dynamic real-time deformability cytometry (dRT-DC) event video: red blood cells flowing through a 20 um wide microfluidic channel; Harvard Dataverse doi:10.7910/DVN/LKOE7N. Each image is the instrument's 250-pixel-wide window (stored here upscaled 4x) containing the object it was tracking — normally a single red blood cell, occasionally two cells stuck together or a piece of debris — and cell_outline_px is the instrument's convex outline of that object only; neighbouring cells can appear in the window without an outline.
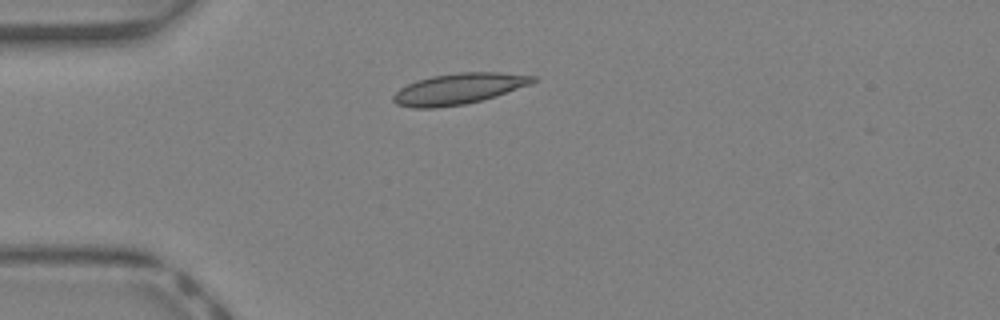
{"species": "Egyptian fruit bat (a non-hibernating species)", "species_latin": "Rousettus aegyptiacus", "temperature_condition": "warm", "stored_images_in_passage": 30, "camera_frame_rate_fps": 3000, "um_per_image_px": 0.085, "animal": {"sex": "female"}, "frame": {"image": 1, "passage_image": 1, "time_ms": 0.0, "image_size_px": [1000, 320], "cell_outline_px": [[536, 80], [532, 84], [496, 96], [464, 104], [436, 108], [412, 108], [396, 104], [392, 100], [392, 96], [400, 88], [416, 80], [432, 76], [456, 72], [500, 72], [536, 76]], "centroid_in_image_um": [38.98, 7.54], "position_along_channel_um": 46.0, "area_um2": 25.26}}
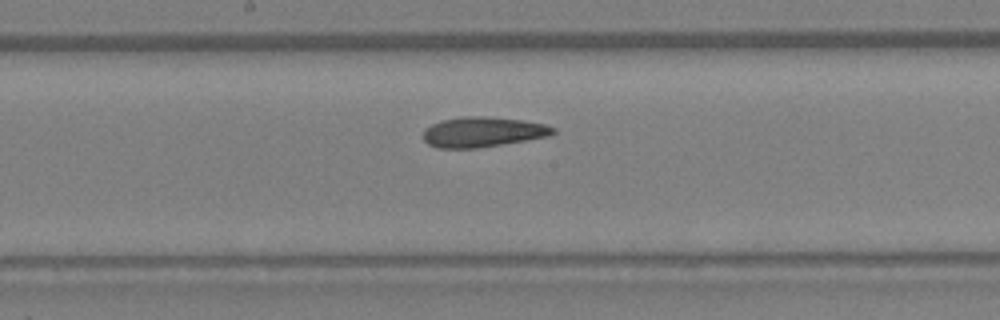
{"frame": {"image": 2, "passage_image": 12, "time_ms": 3.667, "image_size_px": [1000, 320], "cell_outline_px": [[556, 132], [544, 136], [524, 140], [476, 148], [436, 148], [428, 144], [424, 140], [424, 132], [432, 124], [440, 120], [460, 116], [484, 116], [524, 120], [544, 124], [556, 128]], "centroid_in_image_um": [41.0, 11.2], "position_along_channel_um": 207.2, "area_um2": 22.54}}
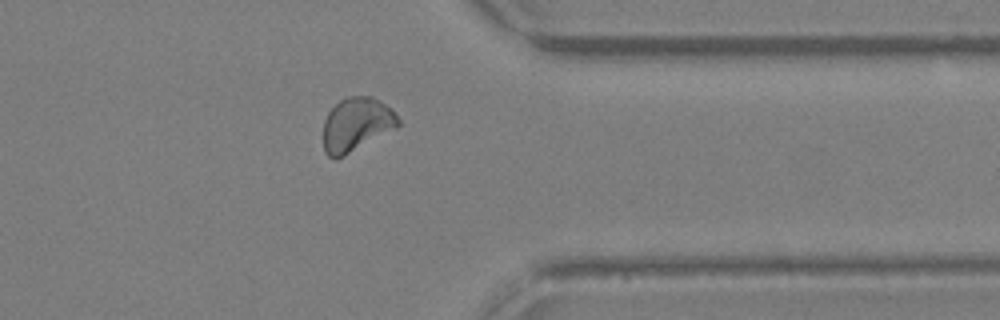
{"frame": {"image": 3, "passage_image": 23, "time_ms": 7.333, "image_size_px": [1000, 320], "cell_outline_px": [[400, 124], [396, 128], [336, 160], [328, 156], [324, 152], [324, 120], [328, 112], [340, 100], [348, 96], [372, 96], [380, 100], [392, 108], [400, 120]], "centroid_in_image_um": [30.3, 10.57], "position_along_channel_um": 381.1, "area_um2": 23.52}}